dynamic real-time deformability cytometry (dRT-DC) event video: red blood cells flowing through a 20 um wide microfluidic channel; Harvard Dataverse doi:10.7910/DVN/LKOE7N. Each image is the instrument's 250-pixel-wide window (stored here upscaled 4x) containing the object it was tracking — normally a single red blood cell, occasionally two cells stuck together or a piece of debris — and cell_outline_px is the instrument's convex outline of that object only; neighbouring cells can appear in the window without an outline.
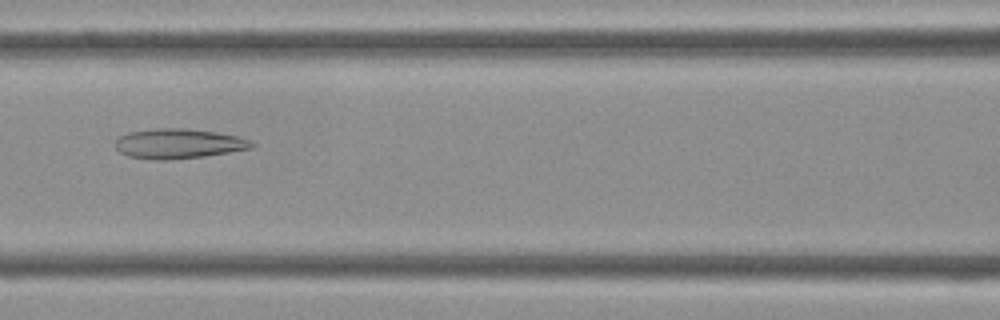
{"species": "Egyptian fruit bat (a non-hibernating species)", "species_latin": "Rousettus aegyptiacus", "temperature_condition": "cold", "stored_images_in_passage": 44, "camera_frame_rate_fps": 3000, "um_per_image_px": 0.085, "frame": {"image": 1, "passage_image": 19, "time_ms": 6.0, "image_size_px": [1000, 320], "cell_outline_px": [[256, 144], [252, 148], [204, 156], [172, 160], [156, 160], [128, 156], [120, 152], [116, 148], [116, 140], [120, 136], [128, 132], [156, 128], [184, 128], [216, 132], [240, 136], [252, 140]], "centroid_in_image_um": [15.2, 12.21], "position_along_channel_um": 151.4, "area_um2": 23.87}}
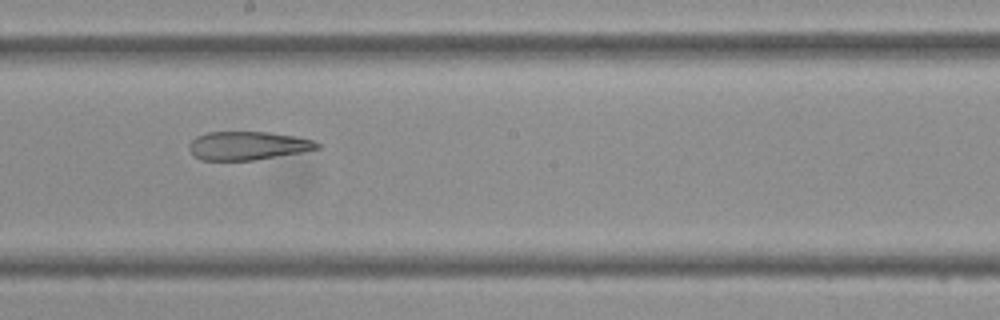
{"frame": {"image": 2, "passage_image": 24, "time_ms": 7.667, "image_size_px": [1000, 320], "cell_outline_px": [[320, 148], [300, 152], [252, 160], [200, 160], [188, 148], [188, 144], [196, 136], [208, 132], [272, 132], [296, 136], [316, 140], [320, 144]], "centroid_in_image_um": [21.07, 12.37], "position_along_channel_um": 227.1, "area_um2": 21.21}}
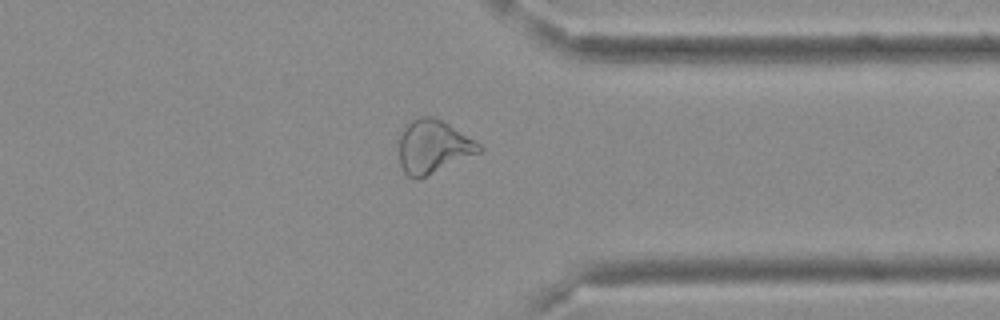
{"frame": {"image": 3, "passage_image": 34, "time_ms": 11.0, "image_size_px": [1000, 320], "cell_outline_px": [[484, 148], [480, 152], [420, 180], [416, 180], [408, 176], [404, 172], [400, 164], [396, 140], [400, 128], [408, 120], [420, 116], [432, 116], [448, 124], [476, 140]], "centroid_in_image_um": [36.73, 12.46], "position_along_channel_um": 374.7, "area_um2": 25.84}}